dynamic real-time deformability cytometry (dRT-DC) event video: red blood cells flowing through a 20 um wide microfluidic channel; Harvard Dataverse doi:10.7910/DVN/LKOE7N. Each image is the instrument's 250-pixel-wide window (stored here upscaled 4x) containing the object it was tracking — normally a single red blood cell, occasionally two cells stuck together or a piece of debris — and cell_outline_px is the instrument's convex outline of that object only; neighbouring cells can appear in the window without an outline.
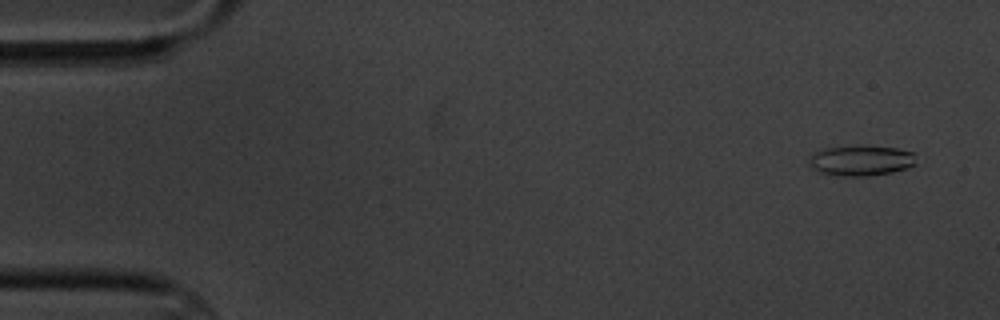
{"species": "common noctule bat (a hibernating species)", "species_latin": "Nyctalus noctula", "temperature_condition": "cold", "stored_images_in_passage": 6, "camera_frame_rate_fps": 3000, "um_per_image_px": 0.085, "animal": {"sex": "male", "body_mass_g": 20.1, "forearm_length_mm": 53.5}, "frame": {"image": 1, "passage_image": 6, "time_ms": 6.0, "image_size_px": [1000, 320], "cell_outline_px": [[916, 164], [892, 172], [868, 176], [844, 176], [820, 172], [812, 168], [808, 164], [808, 160], [816, 152], [824, 148], [860, 144], [896, 148], [912, 152]], "centroid_in_image_um": [73.16, 13.62], "position_along_channel_um": 11.8, "area_um2": 19.07}}